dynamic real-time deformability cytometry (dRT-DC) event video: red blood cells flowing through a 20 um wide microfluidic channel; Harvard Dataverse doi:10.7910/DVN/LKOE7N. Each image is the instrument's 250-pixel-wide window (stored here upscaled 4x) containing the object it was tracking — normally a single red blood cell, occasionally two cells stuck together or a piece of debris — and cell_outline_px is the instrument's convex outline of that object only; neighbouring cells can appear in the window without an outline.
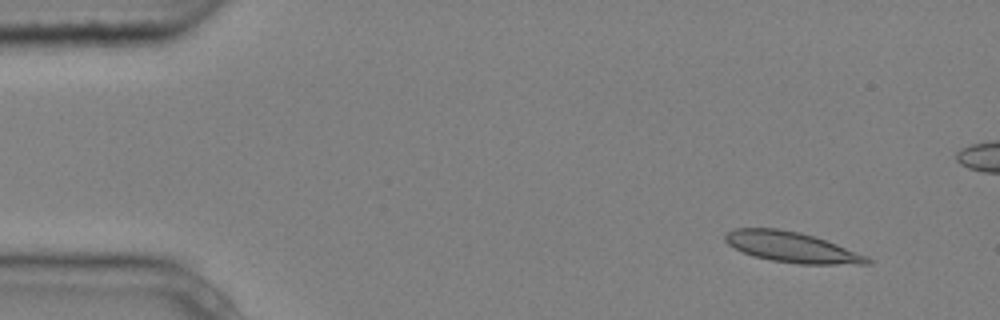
{"species": "common noctule bat (a hibernating species)", "species_latin": "Nyctalus noctula", "temperature_condition": "cold", "stored_images_in_passage": 6, "camera_frame_rate_fps": 3000, "um_per_image_px": 0.085, "animal": {"sex": "male", "body_mass_g": 20.4}, "frame": {"image": 1, "passage_image": 2, "time_ms": 0.333, "image_size_px": [1000, 320], "cell_outline_px": [[872, 264], [800, 264], [772, 260], [752, 256], [728, 244], [724, 240], [724, 236], [732, 228], [780, 228], [800, 232], [836, 244], [868, 256], [872, 260]], "centroid_in_image_um": [67.29, 21.0], "position_along_channel_um": 17.7, "area_um2": 25.09}}